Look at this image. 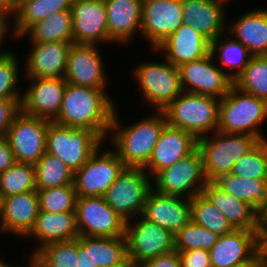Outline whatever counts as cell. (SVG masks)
<instances>
[{"label": "cell", "mask_w": 267, "mask_h": 267, "mask_svg": "<svg viewBox=\"0 0 267 267\" xmlns=\"http://www.w3.org/2000/svg\"><path fill=\"white\" fill-rule=\"evenodd\" d=\"M100 54L97 44H72L67 57L65 81L77 86L106 90L108 77Z\"/></svg>", "instance_id": "17"}, {"label": "cell", "mask_w": 267, "mask_h": 267, "mask_svg": "<svg viewBox=\"0 0 267 267\" xmlns=\"http://www.w3.org/2000/svg\"><path fill=\"white\" fill-rule=\"evenodd\" d=\"M220 99L183 91L163 112L168 125L197 139L217 131Z\"/></svg>", "instance_id": "4"}, {"label": "cell", "mask_w": 267, "mask_h": 267, "mask_svg": "<svg viewBox=\"0 0 267 267\" xmlns=\"http://www.w3.org/2000/svg\"><path fill=\"white\" fill-rule=\"evenodd\" d=\"M26 36L30 42L58 41L74 44L71 10L53 13L34 23L18 39Z\"/></svg>", "instance_id": "32"}, {"label": "cell", "mask_w": 267, "mask_h": 267, "mask_svg": "<svg viewBox=\"0 0 267 267\" xmlns=\"http://www.w3.org/2000/svg\"><path fill=\"white\" fill-rule=\"evenodd\" d=\"M21 0H0V4L8 5L14 8Z\"/></svg>", "instance_id": "52"}, {"label": "cell", "mask_w": 267, "mask_h": 267, "mask_svg": "<svg viewBox=\"0 0 267 267\" xmlns=\"http://www.w3.org/2000/svg\"><path fill=\"white\" fill-rule=\"evenodd\" d=\"M142 216L176 234L191 221V201L186 197L160 194L151 189Z\"/></svg>", "instance_id": "22"}, {"label": "cell", "mask_w": 267, "mask_h": 267, "mask_svg": "<svg viewBox=\"0 0 267 267\" xmlns=\"http://www.w3.org/2000/svg\"><path fill=\"white\" fill-rule=\"evenodd\" d=\"M191 201V220L218 236L231 233L234 229L223 213L202 194L196 195Z\"/></svg>", "instance_id": "37"}, {"label": "cell", "mask_w": 267, "mask_h": 267, "mask_svg": "<svg viewBox=\"0 0 267 267\" xmlns=\"http://www.w3.org/2000/svg\"><path fill=\"white\" fill-rule=\"evenodd\" d=\"M121 267H139V262L127 260Z\"/></svg>", "instance_id": "53"}, {"label": "cell", "mask_w": 267, "mask_h": 267, "mask_svg": "<svg viewBox=\"0 0 267 267\" xmlns=\"http://www.w3.org/2000/svg\"><path fill=\"white\" fill-rule=\"evenodd\" d=\"M5 259H1L0 257V267H15L14 265L12 266V264L9 265V263L4 261ZM16 267H19L16 265Z\"/></svg>", "instance_id": "55"}, {"label": "cell", "mask_w": 267, "mask_h": 267, "mask_svg": "<svg viewBox=\"0 0 267 267\" xmlns=\"http://www.w3.org/2000/svg\"><path fill=\"white\" fill-rule=\"evenodd\" d=\"M25 57L26 78H64L71 43L31 42Z\"/></svg>", "instance_id": "24"}, {"label": "cell", "mask_w": 267, "mask_h": 267, "mask_svg": "<svg viewBox=\"0 0 267 267\" xmlns=\"http://www.w3.org/2000/svg\"><path fill=\"white\" fill-rule=\"evenodd\" d=\"M113 102L107 90L67 83L59 114L53 122L91 130L105 142L116 109Z\"/></svg>", "instance_id": "1"}, {"label": "cell", "mask_w": 267, "mask_h": 267, "mask_svg": "<svg viewBox=\"0 0 267 267\" xmlns=\"http://www.w3.org/2000/svg\"><path fill=\"white\" fill-rule=\"evenodd\" d=\"M51 121L19 112L6 138L16 162L35 165L46 152V134Z\"/></svg>", "instance_id": "13"}, {"label": "cell", "mask_w": 267, "mask_h": 267, "mask_svg": "<svg viewBox=\"0 0 267 267\" xmlns=\"http://www.w3.org/2000/svg\"><path fill=\"white\" fill-rule=\"evenodd\" d=\"M20 101L0 99V135L6 136L13 119L20 112Z\"/></svg>", "instance_id": "45"}, {"label": "cell", "mask_w": 267, "mask_h": 267, "mask_svg": "<svg viewBox=\"0 0 267 267\" xmlns=\"http://www.w3.org/2000/svg\"><path fill=\"white\" fill-rule=\"evenodd\" d=\"M181 267H212L208 250L178 251Z\"/></svg>", "instance_id": "44"}, {"label": "cell", "mask_w": 267, "mask_h": 267, "mask_svg": "<svg viewBox=\"0 0 267 267\" xmlns=\"http://www.w3.org/2000/svg\"><path fill=\"white\" fill-rule=\"evenodd\" d=\"M39 209L46 212H75L77 193L73 184L36 190Z\"/></svg>", "instance_id": "40"}, {"label": "cell", "mask_w": 267, "mask_h": 267, "mask_svg": "<svg viewBox=\"0 0 267 267\" xmlns=\"http://www.w3.org/2000/svg\"><path fill=\"white\" fill-rule=\"evenodd\" d=\"M259 233L265 245L267 243V204L259 211Z\"/></svg>", "instance_id": "50"}, {"label": "cell", "mask_w": 267, "mask_h": 267, "mask_svg": "<svg viewBox=\"0 0 267 267\" xmlns=\"http://www.w3.org/2000/svg\"><path fill=\"white\" fill-rule=\"evenodd\" d=\"M30 258L38 267H79L78 239L45 244Z\"/></svg>", "instance_id": "34"}, {"label": "cell", "mask_w": 267, "mask_h": 267, "mask_svg": "<svg viewBox=\"0 0 267 267\" xmlns=\"http://www.w3.org/2000/svg\"><path fill=\"white\" fill-rule=\"evenodd\" d=\"M233 85L267 102V56H253Z\"/></svg>", "instance_id": "38"}, {"label": "cell", "mask_w": 267, "mask_h": 267, "mask_svg": "<svg viewBox=\"0 0 267 267\" xmlns=\"http://www.w3.org/2000/svg\"><path fill=\"white\" fill-rule=\"evenodd\" d=\"M90 259L98 267H121L128 260L125 236H90Z\"/></svg>", "instance_id": "35"}, {"label": "cell", "mask_w": 267, "mask_h": 267, "mask_svg": "<svg viewBox=\"0 0 267 267\" xmlns=\"http://www.w3.org/2000/svg\"><path fill=\"white\" fill-rule=\"evenodd\" d=\"M224 192L252 205L258 212L267 204V179L247 178L232 173L213 181Z\"/></svg>", "instance_id": "31"}, {"label": "cell", "mask_w": 267, "mask_h": 267, "mask_svg": "<svg viewBox=\"0 0 267 267\" xmlns=\"http://www.w3.org/2000/svg\"><path fill=\"white\" fill-rule=\"evenodd\" d=\"M259 140L248 134L216 131L197 139L203 170L207 181H214L221 174L231 173L233 165L248 153Z\"/></svg>", "instance_id": "5"}, {"label": "cell", "mask_w": 267, "mask_h": 267, "mask_svg": "<svg viewBox=\"0 0 267 267\" xmlns=\"http://www.w3.org/2000/svg\"><path fill=\"white\" fill-rule=\"evenodd\" d=\"M28 264H29V265H27V266H29V267H38V266L32 261L31 258H30Z\"/></svg>", "instance_id": "56"}, {"label": "cell", "mask_w": 267, "mask_h": 267, "mask_svg": "<svg viewBox=\"0 0 267 267\" xmlns=\"http://www.w3.org/2000/svg\"><path fill=\"white\" fill-rule=\"evenodd\" d=\"M145 267H181L178 251H171L143 262Z\"/></svg>", "instance_id": "46"}, {"label": "cell", "mask_w": 267, "mask_h": 267, "mask_svg": "<svg viewBox=\"0 0 267 267\" xmlns=\"http://www.w3.org/2000/svg\"><path fill=\"white\" fill-rule=\"evenodd\" d=\"M36 190L0 199V233L26 238L35 226L39 214Z\"/></svg>", "instance_id": "20"}, {"label": "cell", "mask_w": 267, "mask_h": 267, "mask_svg": "<svg viewBox=\"0 0 267 267\" xmlns=\"http://www.w3.org/2000/svg\"><path fill=\"white\" fill-rule=\"evenodd\" d=\"M210 52L201 59L178 67L180 83L185 92L221 99L233 85V80L215 64Z\"/></svg>", "instance_id": "15"}, {"label": "cell", "mask_w": 267, "mask_h": 267, "mask_svg": "<svg viewBox=\"0 0 267 267\" xmlns=\"http://www.w3.org/2000/svg\"><path fill=\"white\" fill-rule=\"evenodd\" d=\"M221 0H182L183 22L211 42L226 32V6Z\"/></svg>", "instance_id": "25"}, {"label": "cell", "mask_w": 267, "mask_h": 267, "mask_svg": "<svg viewBox=\"0 0 267 267\" xmlns=\"http://www.w3.org/2000/svg\"><path fill=\"white\" fill-rule=\"evenodd\" d=\"M153 51L162 53V56L165 55L164 59L179 67L209 54L211 41L194 27L183 23Z\"/></svg>", "instance_id": "23"}, {"label": "cell", "mask_w": 267, "mask_h": 267, "mask_svg": "<svg viewBox=\"0 0 267 267\" xmlns=\"http://www.w3.org/2000/svg\"><path fill=\"white\" fill-rule=\"evenodd\" d=\"M264 262H242L231 267H263Z\"/></svg>", "instance_id": "51"}, {"label": "cell", "mask_w": 267, "mask_h": 267, "mask_svg": "<svg viewBox=\"0 0 267 267\" xmlns=\"http://www.w3.org/2000/svg\"><path fill=\"white\" fill-rule=\"evenodd\" d=\"M218 237L217 234L212 233L191 220L174 234L175 251H187L192 249H204L209 251L217 242Z\"/></svg>", "instance_id": "42"}, {"label": "cell", "mask_w": 267, "mask_h": 267, "mask_svg": "<svg viewBox=\"0 0 267 267\" xmlns=\"http://www.w3.org/2000/svg\"><path fill=\"white\" fill-rule=\"evenodd\" d=\"M202 195L226 217L233 229L259 230V212L249 203L224 192L213 181H207Z\"/></svg>", "instance_id": "27"}, {"label": "cell", "mask_w": 267, "mask_h": 267, "mask_svg": "<svg viewBox=\"0 0 267 267\" xmlns=\"http://www.w3.org/2000/svg\"><path fill=\"white\" fill-rule=\"evenodd\" d=\"M267 121V102L232 85L220 99L217 131L248 134L267 140L261 127ZM261 130V131H260Z\"/></svg>", "instance_id": "3"}, {"label": "cell", "mask_w": 267, "mask_h": 267, "mask_svg": "<svg viewBox=\"0 0 267 267\" xmlns=\"http://www.w3.org/2000/svg\"><path fill=\"white\" fill-rule=\"evenodd\" d=\"M36 190L35 166L15 162L0 173V199Z\"/></svg>", "instance_id": "39"}, {"label": "cell", "mask_w": 267, "mask_h": 267, "mask_svg": "<svg viewBox=\"0 0 267 267\" xmlns=\"http://www.w3.org/2000/svg\"><path fill=\"white\" fill-rule=\"evenodd\" d=\"M102 146L104 145H101L89 160L74 172L73 185L77 196H104L124 170L125 166L116 152L113 149L102 150Z\"/></svg>", "instance_id": "11"}, {"label": "cell", "mask_w": 267, "mask_h": 267, "mask_svg": "<svg viewBox=\"0 0 267 267\" xmlns=\"http://www.w3.org/2000/svg\"><path fill=\"white\" fill-rule=\"evenodd\" d=\"M212 267H231L242 262H264L259 230L234 229L221 235L209 250Z\"/></svg>", "instance_id": "14"}, {"label": "cell", "mask_w": 267, "mask_h": 267, "mask_svg": "<svg viewBox=\"0 0 267 267\" xmlns=\"http://www.w3.org/2000/svg\"><path fill=\"white\" fill-rule=\"evenodd\" d=\"M30 85L23 91L20 111L53 121L59 114L67 82L65 78H28Z\"/></svg>", "instance_id": "19"}, {"label": "cell", "mask_w": 267, "mask_h": 267, "mask_svg": "<svg viewBox=\"0 0 267 267\" xmlns=\"http://www.w3.org/2000/svg\"><path fill=\"white\" fill-rule=\"evenodd\" d=\"M227 33L242 43L253 56H267V9H253L238 16Z\"/></svg>", "instance_id": "28"}, {"label": "cell", "mask_w": 267, "mask_h": 267, "mask_svg": "<svg viewBox=\"0 0 267 267\" xmlns=\"http://www.w3.org/2000/svg\"><path fill=\"white\" fill-rule=\"evenodd\" d=\"M73 0H21L13 8L12 37H20L31 25L49 15L71 10Z\"/></svg>", "instance_id": "30"}, {"label": "cell", "mask_w": 267, "mask_h": 267, "mask_svg": "<svg viewBox=\"0 0 267 267\" xmlns=\"http://www.w3.org/2000/svg\"><path fill=\"white\" fill-rule=\"evenodd\" d=\"M104 143L93 131L49 123L46 134V152L58 157L73 172L80 169Z\"/></svg>", "instance_id": "6"}, {"label": "cell", "mask_w": 267, "mask_h": 267, "mask_svg": "<svg viewBox=\"0 0 267 267\" xmlns=\"http://www.w3.org/2000/svg\"><path fill=\"white\" fill-rule=\"evenodd\" d=\"M151 179L143 168L125 167L103 197L123 219L132 220L143 213Z\"/></svg>", "instance_id": "8"}, {"label": "cell", "mask_w": 267, "mask_h": 267, "mask_svg": "<svg viewBox=\"0 0 267 267\" xmlns=\"http://www.w3.org/2000/svg\"><path fill=\"white\" fill-rule=\"evenodd\" d=\"M104 3L109 37L118 45L129 44L141 32L143 0H104Z\"/></svg>", "instance_id": "26"}, {"label": "cell", "mask_w": 267, "mask_h": 267, "mask_svg": "<svg viewBox=\"0 0 267 267\" xmlns=\"http://www.w3.org/2000/svg\"><path fill=\"white\" fill-rule=\"evenodd\" d=\"M75 212L79 235L125 236L127 221L105 201L103 196H78Z\"/></svg>", "instance_id": "10"}, {"label": "cell", "mask_w": 267, "mask_h": 267, "mask_svg": "<svg viewBox=\"0 0 267 267\" xmlns=\"http://www.w3.org/2000/svg\"><path fill=\"white\" fill-rule=\"evenodd\" d=\"M79 236L76 224V212H46L39 211L36 223L30 234L26 237L36 240L38 248L33 250L31 257L39 248L45 244L72 240ZM38 241V242H37Z\"/></svg>", "instance_id": "29"}, {"label": "cell", "mask_w": 267, "mask_h": 267, "mask_svg": "<svg viewBox=\"0 0 267 267\" xmlns=\"http://www.w3.org/2000/svg\"><path fill=\"white\" fill-rule=\"evenodd\" d=\"M19 58L14 52L9 53L0 62V99L21 100ZM18 86V87H17ZM19 90V91H18Z\"/></svg>", "instance_id": "43"}, {"label": "cell", "mask_w": 267, "mask_h": 267, "mask_svg": "<svg viewBox=\"0 0 267 267\" xmlns=\"http://www.w3.org/2000/svg\"><path fill=\"white\" fill-rule=\"evenodd\" d=\"M133 76L139 84L144 102L156 111H164L182 92L178 67L166 59L140 63Z\"/></svg>", "instance_id": "7"}, {"label": "cell", "mask_w": 267, "mask_h": 267, "mask_svg": "<svg viewBox=\"0 0 267 267\" xmlns=\"http://www.w3.org/2000/svg\"><path fill=\"white\" fill-rule=\"evenodd\" d=\"M182 0H143L141 37L156 49L183 24Z\"/></svg>", "instance_id": "16"}, {"label": "cell", "mask_w": 267, "mask_h": 267, "mask_svg": "<svg viewBox=\"0 0 267 267\" xmlns=\"http://www.w3.org/2000/svg\"><path fill=\"white\" fill-rule=\"evenodd\" d=\"M263 267H267V257L265 256Z\"/></svg>", "instance_id": "58"}, {"label": "cell", "mask_w": 267, "mask_h": 267, "mask_svg": "<svg viewBox=\"0 0 267 267\" xmlns=\"http://www.w3.org/2000/svg\"><path fill=\"white\" fill-rule=\"evenodd\" d=\"M265 256L267 257V243L264 245Z\"/></svg>", "instance_id": "57"}, {"label": "cell", "mask_w": 267, "mask_h": 267, "mask_svg": "<svg viewBox=\"0 0 267 267\" xmlns=\"http://www.w3.org/2000/svg\"><path fill=\"white\" fill-rule=\"evenodd\" d=\"M225 34L219 36L211 42V53L219 63L220 69L234 80L247 66L248 61L253 57L249 50L239 41L228 34V38L223 40ZM231 37V38H230ZM229 71H225L226 69ZM233 69H236L233 71ZM233 72H232V71Z\"/></svg>", "instance_id": "33"}, {"label": "cell", "mask_w": 267, "mask_h": 267, "mask_svg": "<svg viewBox=\"0 0 267 267\" xmlns=\"http://www.w3.org/2000/svg\"><path fill=\"white\" fill-rule=\"evenodd\" d=\"M196 148L197 138L193 134L166 124L143 169L153 178L160 170L177 163Z\"/></svg>", "instance_id": "21"}, {"label": "cell", "mask_w": 267, "mask_h": 267, "mask_svg": "<svg viewBox=\"0 0 267 267\" xmlns=\"http://www.w3.org/2000/svg\"><path fill=\"white\" fill-rule=\"evenodd\" d=\"M71 12L74 44H115L108 35L104 0H73Z\"/></svg>", "instance_id": "18"}, {"label": "cell", "mask_w": 267, "mask_h": 267, "mask_svg": "<svg viewBox=\"0 0 267 267\" xmlns=\"http://www.w3.org/2000/svg\"><path fill=\"white\" fill-rule=\"evenodd\" d=\"M13 50H4V51H2V50H0V62L9 54V53H11Z\"/></svg>", "instance_id": "54"}, {"label": "cell", "mask_w": 267, "mask_h": 267, "mask_svg": "<svg viewBox=\"0 0 267 267\" xmlns=\"http://www.w3.org/2000/svg\"><path fill=\"white\" fill-rule=\"evenodd\" d=\"M141 217V218H140ZM126 222L128 260L141 262L175 250L174 234L142 215ZM137 219V220H136Z\"/></svg>", "instance_id": "12"}, {"label": "cell", "mask_w": 267, "mask_h": 267, "mask_svg": "<svg viewBox=\"0 0 267 267\" xmlns=\"http://www.w3.org/2000/svg\"><path fill=\"white\" fill-rule=\"evenodd\" d=\"M34 166L36 190L73 184L74 172L56 156L45 152Z\"/></svg>", "instance_id": "36"}, {"label": "cell", "mask_w": 267, "mask_h": 267, "mask_svg": "<svg viewBox=\"0 0 267 267\" xmlns=\"http://www.w3.org/2000/svg\"><path fill=\"white\" fill-rule=\"evenodd\" d=\"M231 173L247 178L267 179V140L259 141L233 165Z\"/></svg>", "instance_id": "41"}, {"label": "cell", "mask_w": 267, "mask_h": 267, "mask_svg": "<svg viewBox=\"0 0 267 267\" xmlns=\"http://www.w3.org/2000/svg\"><path fill=\"white\" fill-rule=\"evenodd\" d=\"M152 189L160 194L193 198L202 194L207 182L198 148L177 163L160 170L153 178Z\"/></svg>", "instance_id": "9"}, {"label": "cell", "mask_w": 267, "mask_h": 267, "mask_svg": "<svg viewBox=\"0 0 267 267\" xmlns=\"http://www.w3.org/2000/svg\"><path fill=\"white\" fill-rule=\"evenodd\" d=\"M12 16H13V8L5 4H0V49L2 48L1 47L2 44L6 43L4 42L3 39L7 37L6 36L7 32L8 33L10 32L9 25H12L10 24L13 19ZM9 18L11 21H9Z\"/></svg>", "instance_id": "49"}, {"label": "cell", "mask_w": 267, "mask_h": 267, "mask_svg": "<svg viewBox=\"0 0 267 267\" xmlns=\"http://www.w3.org/2000/svg\"><path fill=\"white\" fill-rule=\"evenodd\" d=\"M77 239L79 267H98L90 259V236L79 235Z\"/></svg>", "instance_id": "47"}, {"label": "cell", "mask_w": 267, "mask_h": 267, "mask_svg": "<svg viewBox=\"0 0 267 267\" xmlns=\"http://www.w3.org/2000/svg\"><path fill=\"white\" fill-rule=\"evenodd\" d=\"M139 267H145L143 263L139 262Z\"/></svg>", "instance_id": "59"}, {"label": "cell", "mask_w": 267, "mask_h": 267, "mask_svg": "<svg viewBox=\"0 0 267 267\" xmlns=\"http://www.w3.org/2000/svg\"><path fill=\"white\" fill-rule=\"evenodd\" d=\"M152 114L123 127L115 109L109 131L110 142L125 167L144 168L148 164L159 135L167 124L163 111L154 110Z\"/></svg>", "instance_id": "2"}, {"label": "cell", "mask_w": 267, "mask_h": 267, "mask_svg": "<svg viewBox=\"0 0 267 267\" xmlns=\"http://www.w3.org/2000/svg\"><path fill=\"white\" fill-rule=\"evenodd\" d=\"M16 162L6 136L0 135V173Z\"/></svg>", "instance_id": "48"}]
</instances>
